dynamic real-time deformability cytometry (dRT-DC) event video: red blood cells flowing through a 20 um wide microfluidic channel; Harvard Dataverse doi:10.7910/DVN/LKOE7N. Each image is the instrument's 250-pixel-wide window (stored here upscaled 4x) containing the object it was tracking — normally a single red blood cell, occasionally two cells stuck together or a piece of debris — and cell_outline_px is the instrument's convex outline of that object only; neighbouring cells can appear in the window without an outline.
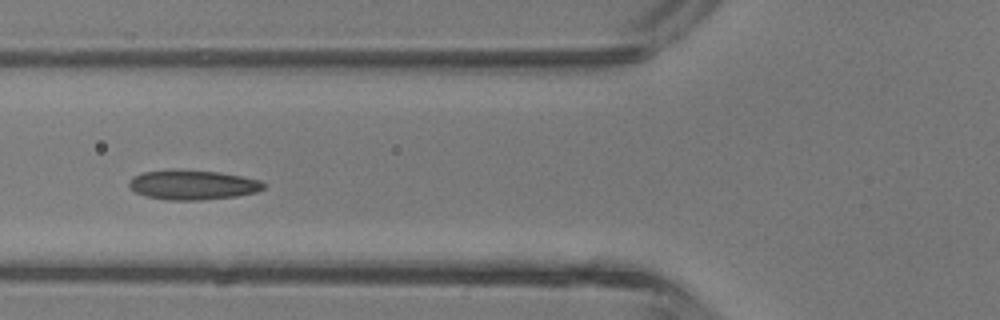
{"species": "common noctule bat (a hibernating species)", "species_latin": "Nyctalus noctula", "temperature_condition": "room temperature", "stored_images_in_passage": 21, "camera_frame_rate_fps": 3000, "um_per_image_px": 0.085, "animal": {"sex": "male", "body_mass_g": 13.3}, "frame": {"image": 1, "passage_image": 13, "time_ms": 4.0, "image_size_px": [1000, 320], "cell_outline_px": [[264, 188], [256, 192], [236, 196], [200, 200], [164, 200], [144, 196], [128, 188], [128, 184], [132, 176], [144, 172], [220, 172], [260, 180], [264, 184]], "centroid_in_image_um": [16.36, 15.76], "position_along_channel_um": 109.4, "area_um2": 22.48}}
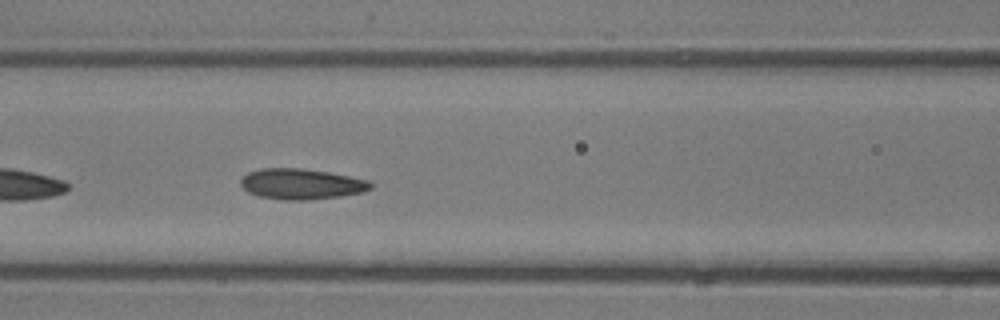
{"frame": {"image": 2, "passage_image": 15, "time_ms": 4.667, "image_size_px": [1000, 320], "cell_outline_px": [[372, 188], [364, 192], [340, 196], [308, 200], [280, 200], [260, 196], [248, 192], [240, 184], [240, 180], [248, 172], [260, 168], [300, 168], [328, 172], [368, 180], [372, 184]], "centroid_in_image_um": [25.6, 15.64], "position_along_channel_um": 141.0, "area_um2": 23.18}}
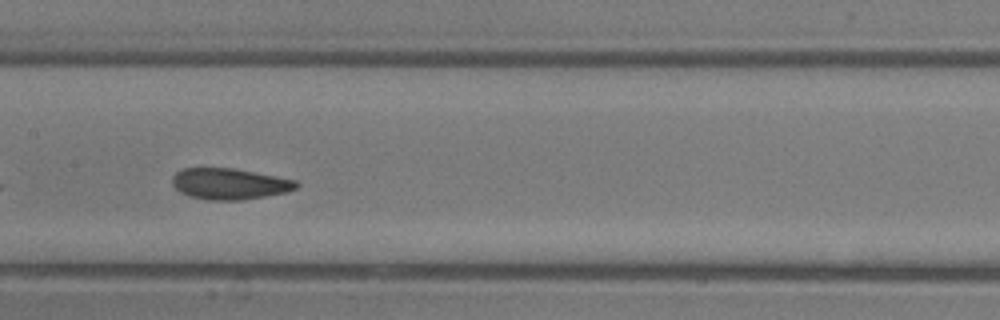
{"frame": {"image": 3, "passage_image": 18, "time_ms": 5.667, "image_size_px": [1000, 320], "cell_outline_px": [[300, 184], [296, 188], [288, 192], [240, 200], [208, 200], [188, 196], [180, 192], [172, 184], [172, 176], [176, 172], [184, 168], [232, 168], [296, 180]], "centroid_in_image_um": [19.49, 15.63], "position_along_channel_um": 187.9, "area_um2": 22.43}}